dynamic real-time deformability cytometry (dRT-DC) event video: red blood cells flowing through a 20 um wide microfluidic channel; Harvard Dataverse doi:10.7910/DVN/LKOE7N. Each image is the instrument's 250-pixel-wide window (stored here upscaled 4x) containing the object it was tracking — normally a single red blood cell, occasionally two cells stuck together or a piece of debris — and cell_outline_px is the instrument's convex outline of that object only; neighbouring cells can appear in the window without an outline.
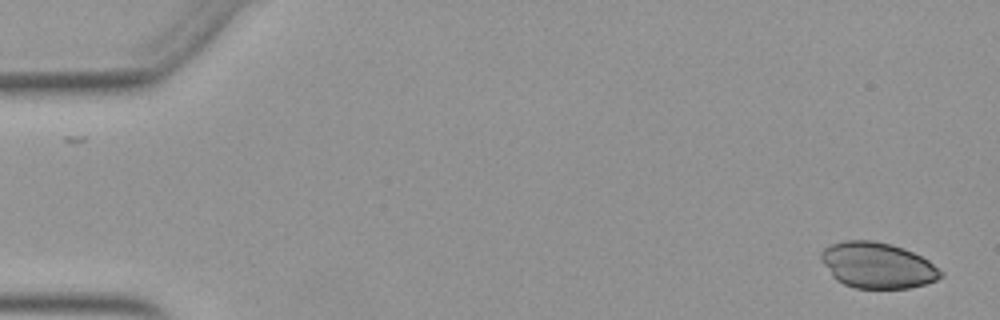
{"species": "Egyptian fruit bat (a non-hibernating species)", "species_latin": "Rousettus aegyptiacus", "temperature_condition": "warm", "stored_images_in_passage": 51, "camera_frame_rate_fps": 3000, "um_per_image_px": 0.085, "animal": {"sex": "female"}, "frame": {"image": 1, "passage_image": 1, "time_ms": 0.0, "image_size_px": [1000, 320], "cell_outline_px": [[944, 276], [936, 280], [924, 284], [908, 288], [856, 288], [844, 284], [836, 280], [832, 276], [820, 260], [820, 252], [824, 248], [832, 244], [844, 240], [872, 240], [892, 244], [904, 248], [928, 260], [944, 272]], "centroid_in_image_um": [74.57, 22.54], "position_along_channel_um": 10.4, "area_um2": 32.08}}
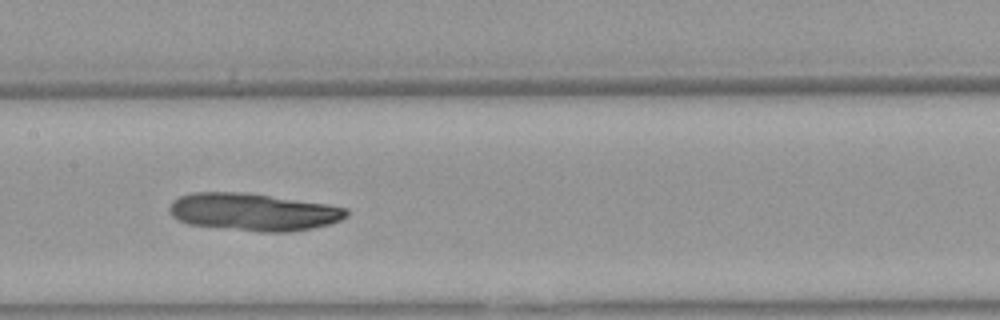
{"frame": {"image": 2, "passage_image": 25, "time_ms": 8.0, "image_size_px": [1000, 320], "cell_outline_px": [[348, 216], [340, 220], [328, 224], [312, 228], [288, 232], [260, 232], [188, 224], [172, 216], [168, 208], [172, 200], [180, 196], [192, 192], [248, 192], [328, 204], [348, 208]], "centroid_in_image_um": [21.54, 18.0], "position_along_channel_um": 185.9, "area_um2": 38.9}}
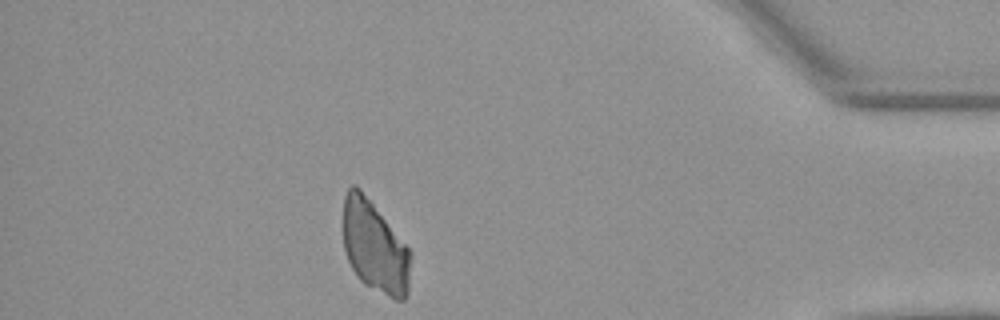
{"frame": {"image": 3, "passage_image": 45, "time_ms": 14.667, "image_size_px": [1000, 320], "cell_outline_px": [[412, 256], [408, 296], [404, 300], [396, 300], [364, 284], [356, 276], [348, 260], [344, 248], [344, 196], [348, 188], [352, 184], [356, 184], [360, 188], [412, 252]], "centroid_in_image_um": [31.88, 21.01], "position_along_channel_um": 403.3, "area_um2": 36.18}}